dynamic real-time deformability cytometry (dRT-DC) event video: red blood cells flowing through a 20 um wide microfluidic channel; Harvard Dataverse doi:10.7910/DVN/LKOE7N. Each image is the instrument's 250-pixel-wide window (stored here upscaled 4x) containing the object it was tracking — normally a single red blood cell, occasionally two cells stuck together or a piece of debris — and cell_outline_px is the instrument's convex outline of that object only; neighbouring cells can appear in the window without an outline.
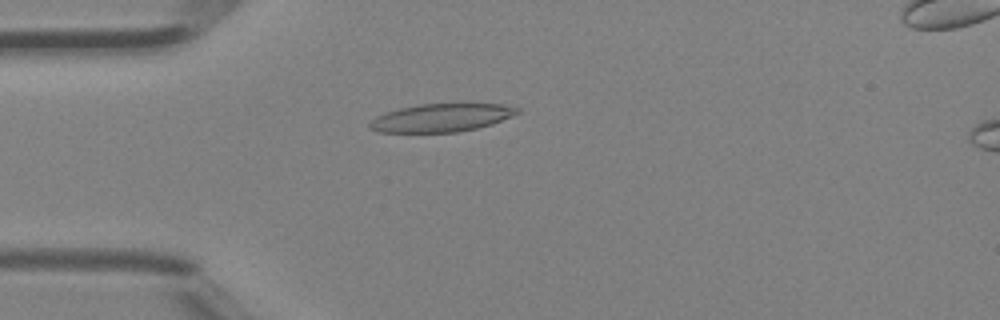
{"species": "Egyptian fruit bat (a non-hibernating species)", "species_latin": "Rousettus aegyptiacus", "temperature_condition": "room temperature", "stored_images_in_passage": 45, "camera_frame_rate_fps": 3000, "um_per_image_px": 0.085, "animal": {"sex": "female"}, "frame": {"image": 1, "passage_image": 12, "time_ms": 3.667, "image_size_px": [1000, 320], "cell_outline_px": [[520, 112], [512, 116], [492, 124], [476, 128], [456, 132], [376, 132], [368, 128], [368, 124], [376, 116], [384, 112], [400, 108], [420, 104], [504, 104], [520, 108]], "centroid_in_image_um": [37.5, 10.01], "position_along_channel_um": 47.5, "area_um2": 24.16}}
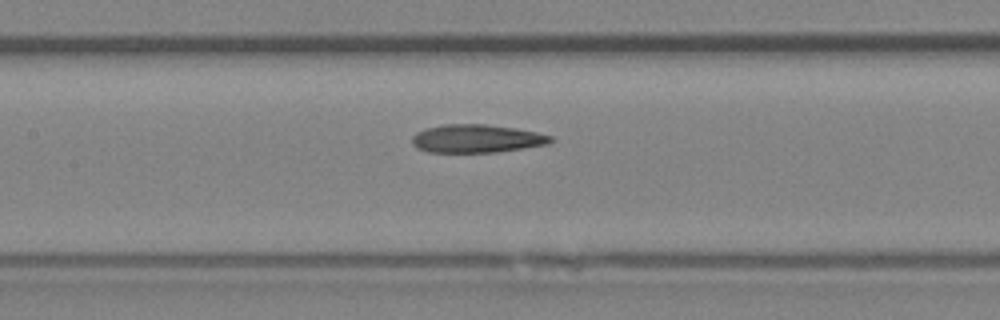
{"frame": {"image": 2, "passage_image": 21, "time_ms": 6.667, "image_size_px": [1000, 320], "cell_outline_px": [[552, 140], [548, 144], [524, 148], [496, 152], [428, 152], [416, 148], [412, 144], [412, 136], [416, 132], [424, 128], [444, 124], [484, 124], [516, 128], [536, 132], [552, 136]], "centroid_in_image_um": [40.47, 11.78], "position_along_channel_um": 166.9, "area_um2": 22.83}}
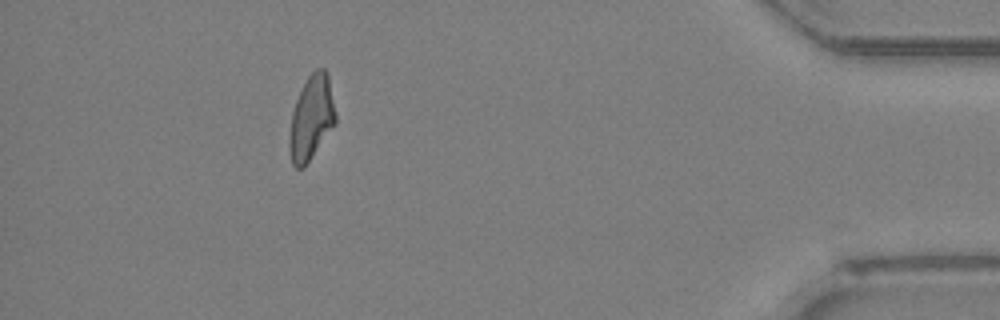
{"frame": {"image": 3, "passage_image": 41, "time_ms": 13.333, "image_size_px": [1000, 320], "cell_outline_px": [[336, 124], [304, 168], [296, 168], [292, 164], [288, 148], [288, 140], [292, 112], [296, 100], [308, 76], [316, 68], [324, 68], [328, 72], [336, 116]], "centroid_in_image_um": [26.47, 10.04], "position_along_channel_um": 408.7, "area_um2": 22.89}, "authors_computed_cell_mechanics": {"area_um2": 23.0044, "velocity_mm_per_s": 4.4649, "shape_relaxation_time_tau1_ms": null, "shape_relaxation_time_tau2_ms": 5.14, "deformation_change_tau1": null, "deformation_change_tau2": 0.1545}}